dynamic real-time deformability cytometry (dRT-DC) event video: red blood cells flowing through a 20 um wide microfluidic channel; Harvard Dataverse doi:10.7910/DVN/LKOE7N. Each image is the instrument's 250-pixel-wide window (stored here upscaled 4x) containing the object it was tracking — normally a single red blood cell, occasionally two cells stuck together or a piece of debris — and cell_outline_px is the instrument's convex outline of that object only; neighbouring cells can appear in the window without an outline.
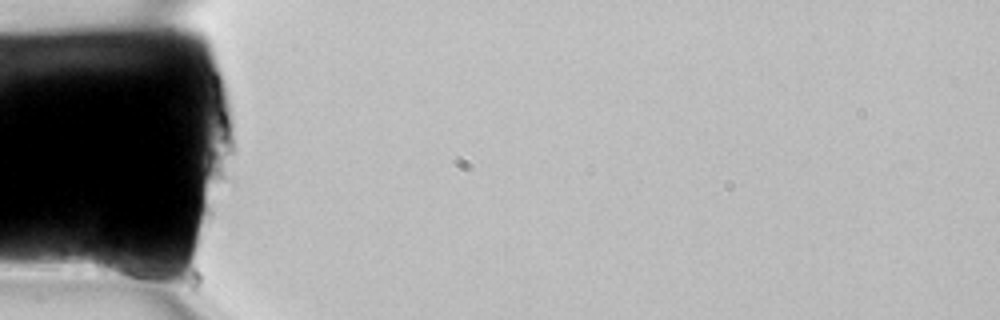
{"species": "common noctule bat (a hibernating species)", "species_latin": "Nyctalus noctula", "temperature_condition": "room temperature", "stored_images_in_passage": 2, "camera_frame_rate_fps": 3000, "um_per_image_px": 0.085, "animal": {"sex": "female", "body_mass_g": 22.7, "forearm_length_mm": 54.2}, "frame": {"image": 1, "passage_image": 1, "time_ms": 0.0, "image_size_px": [1000, 320], "cell_outline_px": [[160, 288], [96, 272], [92, 264], [92, 260], [96, 244], [140, 256], [160, 276]], "centroid_in_image_um": [10.56, 22.63], "position_along_channel_um": 74.4, "area_um2": 12.02}}